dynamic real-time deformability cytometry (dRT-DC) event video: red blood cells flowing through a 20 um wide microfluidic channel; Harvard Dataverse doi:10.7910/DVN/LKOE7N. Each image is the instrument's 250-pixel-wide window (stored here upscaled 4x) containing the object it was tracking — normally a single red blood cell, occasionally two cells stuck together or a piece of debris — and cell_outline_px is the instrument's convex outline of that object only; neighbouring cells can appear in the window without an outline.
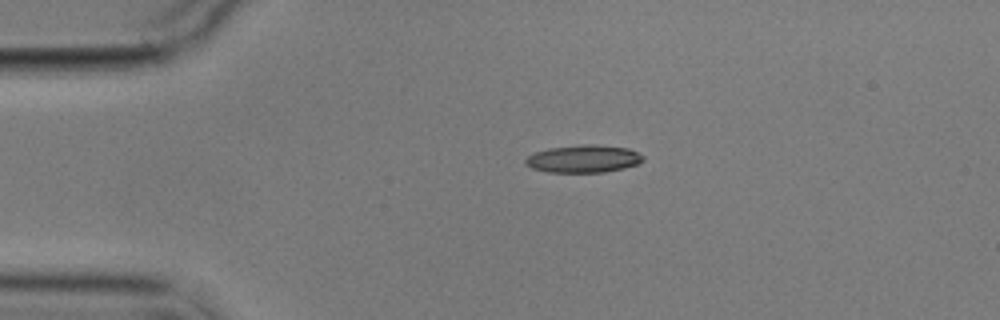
{"species": "common noctule bat (a hibernating species)", "species_latin": "Nyctalus noctula", "temperature_condition": "cold", "stored_images_in_passage": 2, "camera_frame_rate_fps": 3000, "um_per_image_px": 0.085, "animal": {"sex": "male", "body_mass_g": 17.9}, "frame": {"image": 1, "passage_image": 1, "time_ms": 0.0, "image_size_px": [1000, 320], "cell_outline_px": [[644, 160], [636, 164], [624, 168], [604, 172], [548, 172], [532, 168], [524, 164], [524, 160], [528, 156], [536, 152], [548, 148], [584, 144], [592, 144], [628, 148], [644, 156]], "centroid_in_image_um": [49.58, 13.5], "position_along_channel_um": 35.4, "area_um2": 18.84}}